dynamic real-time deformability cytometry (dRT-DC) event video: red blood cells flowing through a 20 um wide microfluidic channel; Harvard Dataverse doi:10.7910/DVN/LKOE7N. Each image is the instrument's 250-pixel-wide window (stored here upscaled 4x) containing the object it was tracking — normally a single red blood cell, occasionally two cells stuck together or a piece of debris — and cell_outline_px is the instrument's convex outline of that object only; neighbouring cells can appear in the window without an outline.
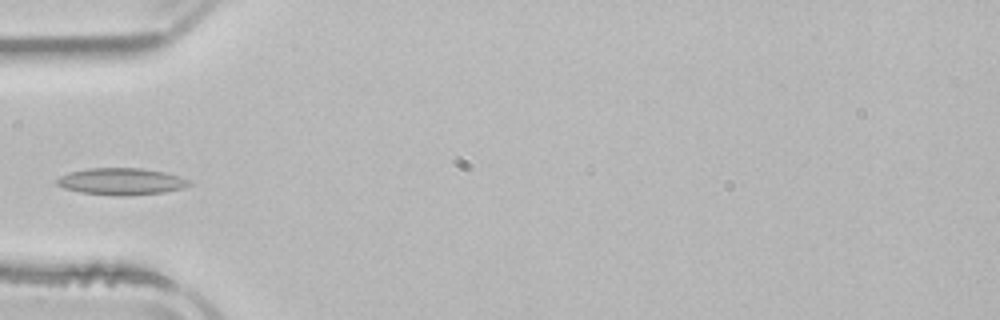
{"species": "common noctule bat (a hibernating species)", "species_latin": "Nyctalus noctula", "temperature_condition": "room temperature", "stored_images_in_passage": 4, "camera_frame_rate_fps": 3000, "um_per_image_px": 0.085, "animal": {"sex": "male", "body_mass_g": 21.5, "forearm_length_mm": 52.0}, "frame": {"image": 1, "passage_image": 4, "time_ms": 5.333, "image_size_px": [1000, 320], "cell_outline_px": [[192, 184], [184, 188], [164, 192], [128, 196], [124, 196], [80, 192], [64, 188], [56, 184], [56, 180], [60, 176], [72, 172], [88, 168], [140, 168], [164, 172], [180, 176], [188, 180]], "centroid_in_image_um": [10.33, 15.43], "position_along_channel_um": 74.7, "area_um2": 20.58}}